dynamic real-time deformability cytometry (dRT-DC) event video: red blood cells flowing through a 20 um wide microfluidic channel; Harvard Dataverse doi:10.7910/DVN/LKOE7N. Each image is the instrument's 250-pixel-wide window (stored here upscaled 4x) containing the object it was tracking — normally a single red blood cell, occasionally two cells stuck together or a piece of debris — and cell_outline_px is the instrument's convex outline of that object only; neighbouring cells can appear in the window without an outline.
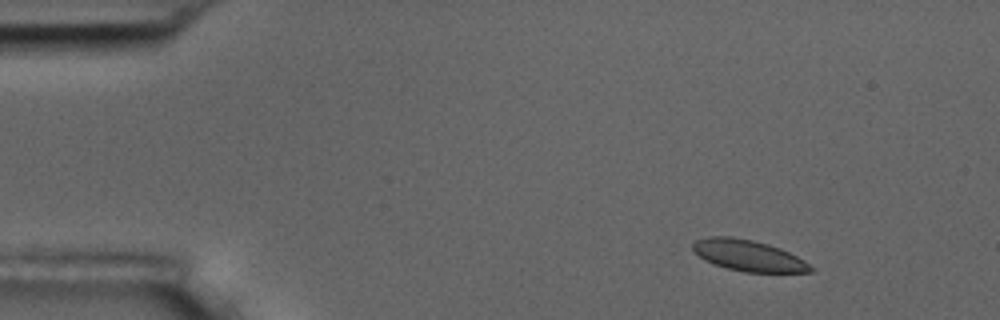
{"species": "common noctule bat (a hibernating species)", "species_latin": "Nyctalus noctula", "temperature_condition": "room temperature", "stored_images_in_passage": 9, "camera_frame_rate_fps": 3000, "um_per_image_px": 0.085, "animal": {"sex": "male", "body_mass_g": 17.5, "forearm_length_mm": 52.3}, "frame": {"image": 1, "passage_image": 1, "time_ms": 0.0, "image_size_px": [1000, 320], "cell_outline_px": [[816, 268], [812, 272], [744, 272], [728, 268], [704, 260], [692, 252], [692, 244], [696, 240], [708, 236], [728, 236], [752, 240], [768, 244], [780, 248], [804, 260]], "centroid_in_image_um": [63.6, 21.72], "position_along_channel_um": 21.4, "area_um2": 21.39}}
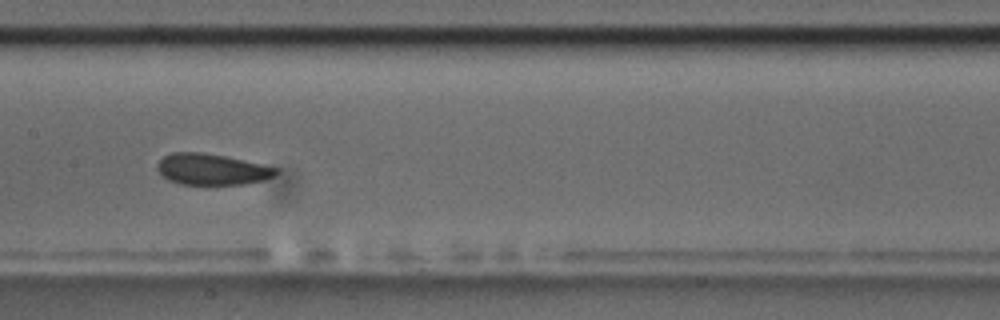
{"frame": {"image": 2, "passage_image": 7, "time_ms": 7.0, "image_size_px": [1000, 320], "cell_outline_px": [[280, 172], [264, 180], [244, 184], [180, 184], [168, 180], [156, 168], [156, 164], [164, 156], [172, 152], [200, 152], [224, 156], [280, 168]], "centroid_in_image_um": [18.01, 14.39], "position_along_channel_um": 189.4, "area_um2": 21.44}}
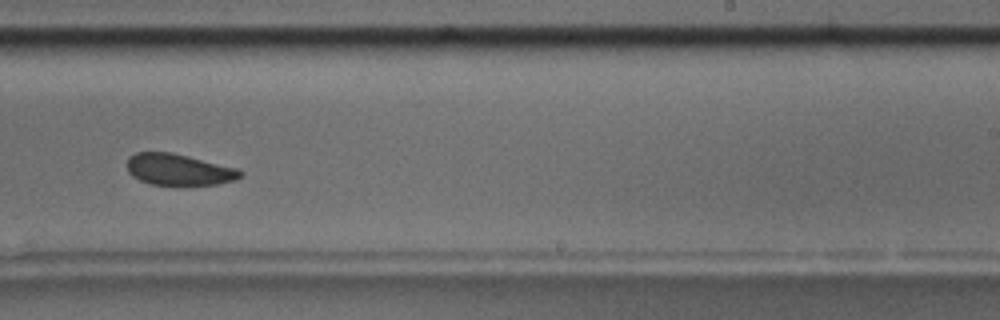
{"frame": {"image": 3, "passage_image": 9, "time_ms": 9.333, "image_size_px": [1000, 320], "cell_outline_px": [[244, 176], [236, 180], [216, 184], [184, 188], [152, 184], [140, 180], [132, 176], [128, 172], [128, 156], [136, 152], [172, 152], [240, 168], [244, 172]], "centroid_in_image_um": [15.27, 14.45], "position_along_channel_um": 273.7, "area_um2": 21.73}}